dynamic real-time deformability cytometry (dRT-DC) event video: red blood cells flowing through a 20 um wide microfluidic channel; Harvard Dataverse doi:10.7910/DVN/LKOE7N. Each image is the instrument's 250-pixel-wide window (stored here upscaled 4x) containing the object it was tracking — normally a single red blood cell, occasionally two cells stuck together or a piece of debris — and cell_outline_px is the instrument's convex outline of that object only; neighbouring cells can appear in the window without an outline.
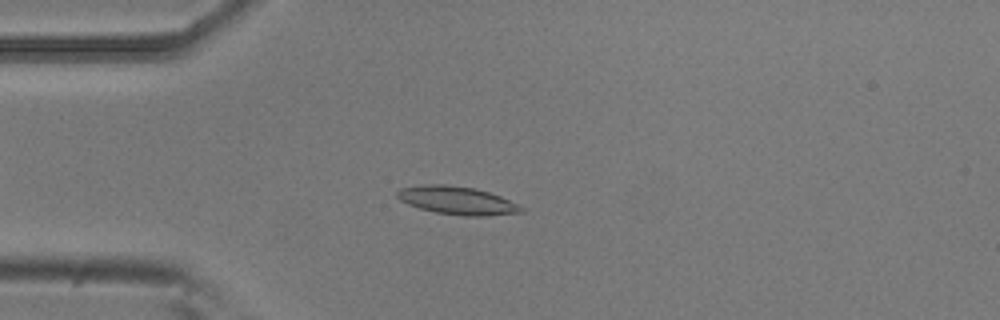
{"species": "common noctule bat (a hibernating species)", "species_latin": "Nyctalus noctula", "temperature_condition": "room temperature", "stored_images_in_passage": 53, "camera_frame_rate_fps": 3000, "um_per_image_px": 0.085, "animal": {"sex": "male", "body_mass_g": 20.5, "forearm_length_mm": 52.5}, "frame": {"image": 1, "passage_image": 13, "time_ms": 4.0, "image_size_px": [1000, 320], "cell_outline_px": [[524, 212], [484, 216], [464, 216], [436, 212], [420, 208], [408, 204], [400, 200], [396, 196], [396, 192], [400, 188], [424, 184], [444, 184], [476, 188], [500, 196], [524, 208]], "centroid_in_image_um": [38.83, 17.03], "position_along_channel_um": 46.2, "area_um2": 20.23}}
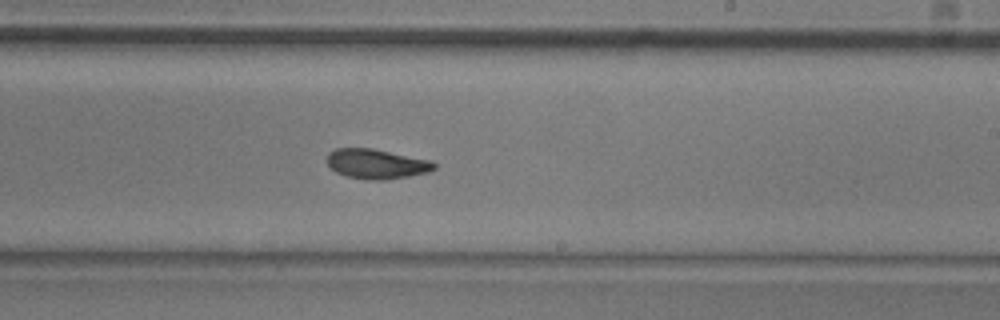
{"frame": {"image": 2, "passage_image": 31, "time_ms": 10.0, "image_size_px": [1000, 320], "cell_outline_px": [[436, 168], [428, 172], [388, 180], [368, 180], [348, 176], [336, 172], [328, 164], [328, 152], [336, 148], [372, 148], [432, 160], [436, 164]], "centroid_in_image_um": [32.03, 13.93], "position_along_channel_um": 257.0, "area_um2": 18.61}}
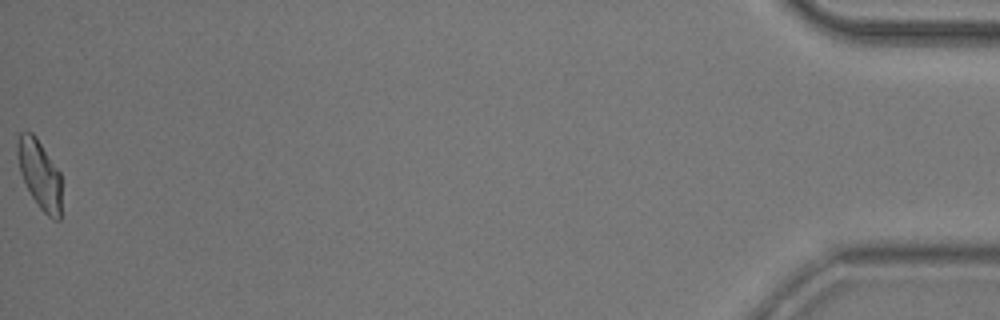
{"frame": {"image": 3, "passage_image": 53, "time_ms": 17.333, "image_size_px": [1000, 320], "cell_outline_px": [[60, 220], [52, 220], [40, 208], [32, 196], [20, 172], [16, 152], [16, 144], [20, 132], [32, 132], [36, 136], [60, 172]], "centroid_in_image_um": [3.35, 14.79], "position_along_channel_um": 431.8, "area_um2": 17.57}, "authors_computed_cell_mechanics": {"area_um2": 18.5538, "velocity_mm_per_s": 3.7638, "shape_relaxation_time_tau1_ms": 3.8848, "shape_relaxation_time_tau2_ms": 2.6814, "deformation_change_tau1": 0.121, "deformation_change_tau2": 0.0799}}